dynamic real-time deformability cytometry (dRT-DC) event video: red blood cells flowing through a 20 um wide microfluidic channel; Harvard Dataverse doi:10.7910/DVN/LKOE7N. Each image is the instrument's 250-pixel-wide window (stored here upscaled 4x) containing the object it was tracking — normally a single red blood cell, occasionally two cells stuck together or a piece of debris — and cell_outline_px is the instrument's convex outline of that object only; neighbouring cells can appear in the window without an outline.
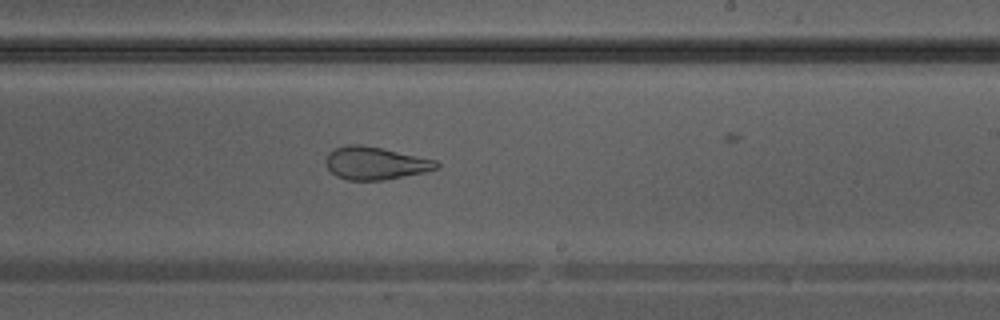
{"species": "Egyptian fruit bat (a non-hibernating species)", "species_latin": "Rousettus aegyptiacus", "temperature_condition": "warm", "stored_images_in_passage": 27, "camera_frame_rate_fps": 3000, "um_per_image_px": 0.085, "animal": {"sex": "male"}, "frame": {"image": 1, "passage_image": 19, "time_ms": 6.0, "image_size_px": [1000, 320], "cell_outline_px": [[440, 164], [436, 168], [424, 172], [380, 180], [348, 180], [336, 176], [328, 168], [324, 160], [328, 152], [336, 148], [348, 144], [360, 144], [380, 148], [436, 160]], "centroid_in_image_um": [31.85, 13.86], "position_along_channel_um": 257.2, "area_um2": 20.81}}